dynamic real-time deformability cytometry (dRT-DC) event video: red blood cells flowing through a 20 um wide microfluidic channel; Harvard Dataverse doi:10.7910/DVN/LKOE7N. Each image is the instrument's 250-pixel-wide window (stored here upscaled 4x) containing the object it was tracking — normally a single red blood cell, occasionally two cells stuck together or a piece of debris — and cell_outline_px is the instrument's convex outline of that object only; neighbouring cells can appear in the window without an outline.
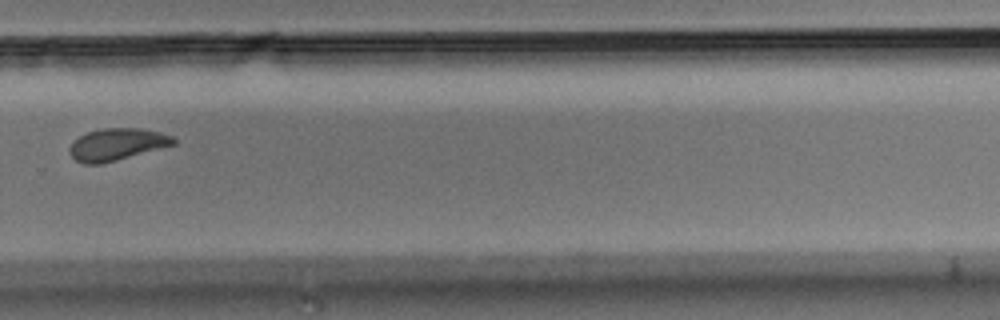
{"species": "Egyptian fruit bat (a non-hibernating species)", "species_latin": "Rousettus aegyptiacus", "temperature_condition": "room temperature", "stored_images_in_passage": 9, "camera_frame_rate_fps": 3000, "um_per_image_px": 0.085, "animal": {"sex": "male"}, "frame": {"image": 1, "passage_image": 9, "time_ms": 2.667, "image_size_px": [1000, 320], "cell_outline_px": [[176, 144], [116, 160], [100, 164], [84, 164], [76, 160], [68, 152], [68, 148], [80, 136], [88, 132], [104, 128], [140, 128], [160, 132], [172, 136], [176, 140]], "centroid_in_image_um": [9.94, 12.27], "position_along_channel_um": 319.9, "area_um2": 19.19}}